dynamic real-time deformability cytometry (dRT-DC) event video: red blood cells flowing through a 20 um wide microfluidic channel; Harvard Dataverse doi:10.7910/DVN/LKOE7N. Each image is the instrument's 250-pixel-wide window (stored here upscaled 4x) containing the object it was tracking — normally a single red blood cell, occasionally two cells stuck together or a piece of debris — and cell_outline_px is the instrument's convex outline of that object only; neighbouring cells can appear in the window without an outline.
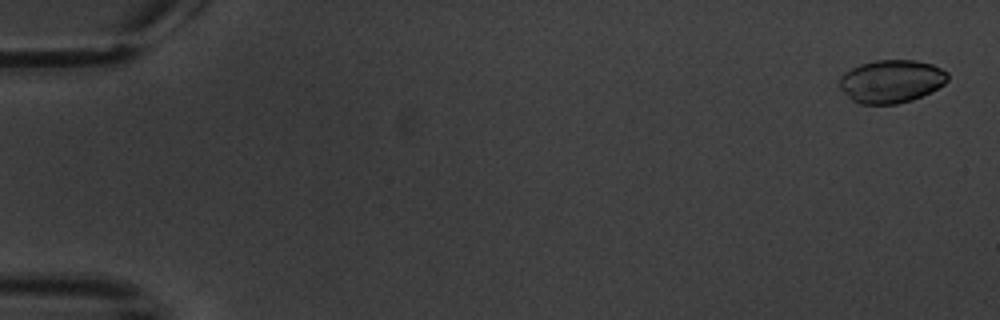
{"species": "common noctule bat (a hibernating species)", "species_latin": "Nyctalus noctula", "temperature_condition": "warm", "stored_images_in_passage": 8, "camera_frame_rate_fps": 3000, "um_per_image_px": 0.085, "animal": {"sex": "male", "body_mass_g": 20.1, "forearm_length_mm": 53.5}, "frame": {"image": 1, "passage_image": 1, "time_ms": 0.0, "image_size_px": [1000, 320], "cell_outline_px": [[948, 80], [944, 84], [912, 100], [896, 104], [860, 104], [852, 100], [840, 88], [840, 76], [844, 72], [860, 64], [876, 60], [916, 60], [932, 64], [948, 72]], "centroid_in_image_um": [75.75, 6.9], "position_along_channel_um": 9.3, "area_um2": 26.99}}
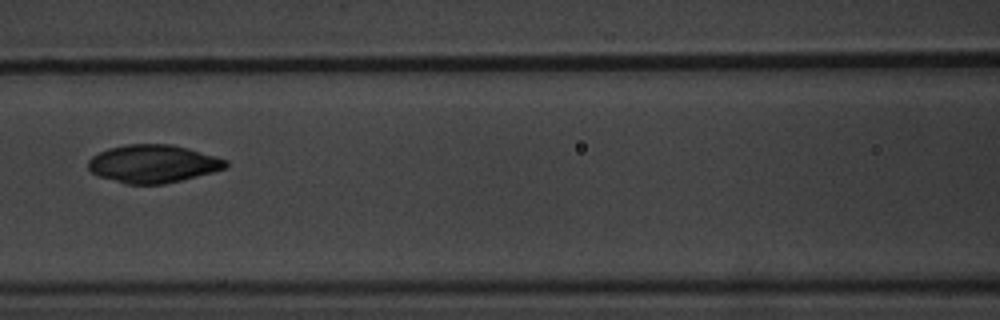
{"frame": {"image": 2, "passage_image": 8, "time_ms": 8.667, "image_size_px": [1000, 320], "cell_outline_px": [[228, 164], [224, 168], [212, 172], [164, 184], [124, 184], [100, 176], [92, 172], [88, 168], [88, 160], [92, 156], [108, 148], [128, 144], [172, 144], [188, 148], [216, 156], [228, 160]], "centroid_in_image_um": [13.0, 13.91], "position_along_channel_um": 153.6, "area_um2": 30.29}}